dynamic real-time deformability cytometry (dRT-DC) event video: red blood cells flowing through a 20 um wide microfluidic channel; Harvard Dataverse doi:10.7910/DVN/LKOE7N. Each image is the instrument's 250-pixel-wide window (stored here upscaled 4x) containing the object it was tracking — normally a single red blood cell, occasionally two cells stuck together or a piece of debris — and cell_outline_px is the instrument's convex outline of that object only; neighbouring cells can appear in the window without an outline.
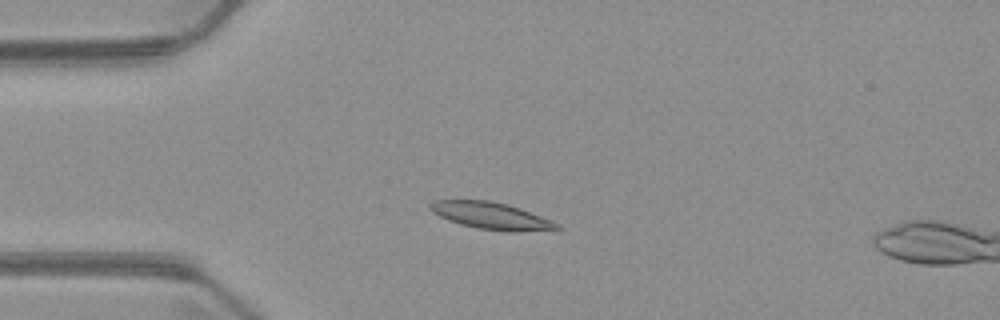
{"species": "common noctule bat (a hibernating species)", "species_latin": "Nyctalus noctula", "temperature_condition": "warm", "stored_images_in_passage": 6, "camera_frame_rate_fps": 3000, "um_per_image_px": 0.085, "animal": {"sex": "male", "body_mass_g": 23.1, "forearm_length_mm": 52.7}, "frame": {"image": 1, "passage_image": 3, "time_ms": 3.333, "image_size_px": [1000, 320], "cell_outline_px": [[560, 228], [516, 232], [508, 232], [476, 228], [460, 224], [448, 220], [432, 212], [428, 208], [428, 204], [432, 200], [488, 200], [508, 204], [520, 208], [552, 220], [560, 224]], "centroid_in_image_um": [41.71, 18.33], "position_along_channel_um": 43.3, "area_um2": 20.0}}
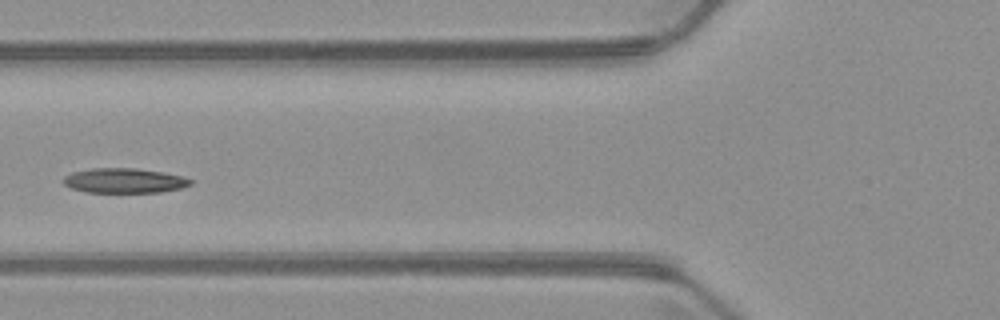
{"frame": {"image": 2, "passage_image": 5, "time_ms": 5.667, "image_size_px": [1000, 320], "cell_outline_px": [[192, 184], [180, 188], [160, 192], [84, 192], [72, 188], [64, 184], [64, 176], [72, 172], [92, 168], [136, 168], [184, 176], [192, 180]], "centroid_in_image_um": [10.56, 15.35], "position_along_channel_um": 115.2, "area_um2": 18.26}}
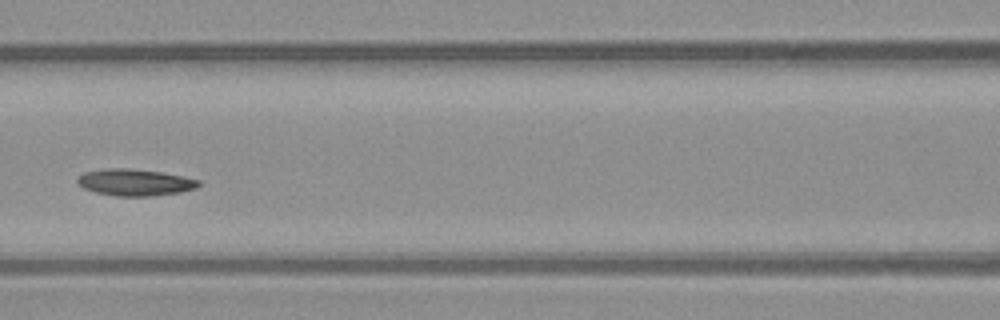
{"frame": {"image": 3, "passage_image": 6, "time_ms": 6.667, "image_size_px": [1000, 320], "cell_outline_px": [[200, 184], [196, 188], [180, 192], [148, 196], [116, 196], [96, 192], [84, 188], [76, 184], [76, 180], [84, 172], [104, 168], [128, 168], [160, 172], [184, 176], [200, 180]], "centroid_in_image_um": [11.45, 15.49], "position_along_channel_um": 155.2, "area_um2": 18.84}}